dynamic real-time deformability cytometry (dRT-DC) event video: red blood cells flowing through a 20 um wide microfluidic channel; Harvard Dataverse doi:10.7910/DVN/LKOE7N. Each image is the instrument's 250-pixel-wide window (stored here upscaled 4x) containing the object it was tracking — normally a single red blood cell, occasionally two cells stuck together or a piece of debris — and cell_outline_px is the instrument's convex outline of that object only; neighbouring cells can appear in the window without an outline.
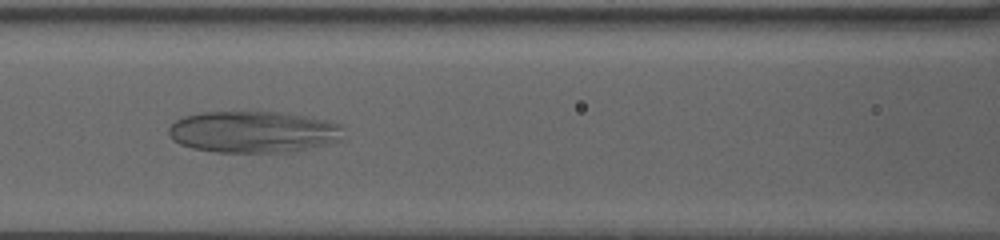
{"species": "human", "species_latin": "Homo sapiens", "temperature_condition": "warm", "stored_images_in_passage": 69, "camera_frame_rate_fps": 3000, "um_per_image_px": 0.085, "donor": {"sex": "female"}, "frame": {"image": 1, "passage_image": 28, "time_ms": 11.0, "image_size_px": [1000, 240], "cell_outline_px": [[340, 140], [324, 144], [288, 152], [216, 152], [192, 148], [180, 144], [172, 140], [168, 136], [168, 128], [176, 120], [184, 116], [204, 112], [280, 112], [304, 116], [324, 120], [336, 124], [340, 128]], "centroid_in_image_um": [21.42, 11.21], "position_along_channel_um": 145.2, "area_um2": 41.85}}
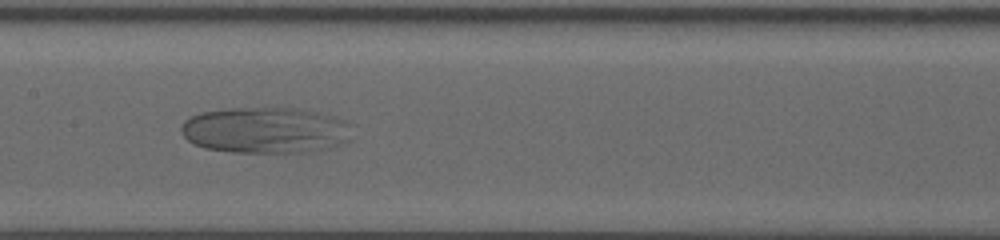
{"frame": {"image": 2, "passage_image": 34, "time_ms": 12.333, "image_size_px": [1000, 240], "cell_outline_px": [[348, 140], [336, 148], [312, 152], [232, 152], [204, 148], [188, 140], [180, 132], [180, 128], [184, 120], [200, 112], [232, 108], [288, 108], [312, 112], [344, 120], [348, 124]], "centroid_in_image_um": [22.52, 11.09], "position_along_channel_um": 184.9, "area_um2": 45.66}}
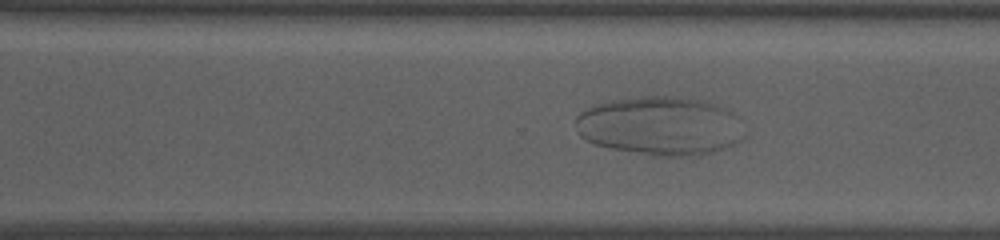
{"frame": {"image": 3, "passage_image": 54, "time_ms": 16.667, "image_size_px": [1000, 240], "cell_outline_px": [[744, 136], [736, 144], [724, 148], [692, 156], [652, 156], [612, 148], [596, 144], [580, 136], [576, 120], [576, 116], [580, 112], [592, 104], [612, 100], [644, 96], [668, 96], [696, 100], [716, 104], [732, 112], [736, 116]], "centroid_in_image_um": [56.09, 10.7], "position_along_channel_um": 314.5, "area_um2": 57.34}}